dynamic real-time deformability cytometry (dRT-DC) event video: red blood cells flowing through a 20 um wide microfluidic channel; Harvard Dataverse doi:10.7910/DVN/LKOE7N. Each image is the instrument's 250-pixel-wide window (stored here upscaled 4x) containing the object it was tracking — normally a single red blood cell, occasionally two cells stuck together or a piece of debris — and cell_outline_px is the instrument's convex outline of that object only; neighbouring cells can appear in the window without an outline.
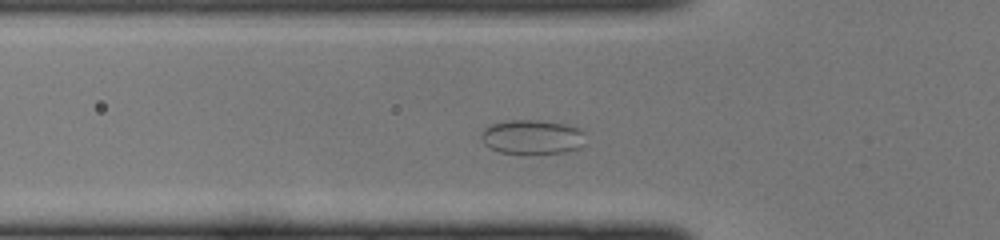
{"species": "common noctule bat (a hibernating species)", "species_latin": "Nyctalus noctula", "temperature_condition": "cold", "stored_images_in_passage": 39, "camera_frame_rate_fps": 3000, "um_per_image_px": 0.085, "animal": {"sex": "female", "body_mass_g": 22.0, "forearm_length_mm": 56.7}, "frame": {"image": 1, "passage_image": 8, "time_ms": 2.333, "image_size_px": [1000, 240], "cell_outline_px": [[584, 144], [580, 148], [568, 152], [500, 152], [484, 144], [484, 128], [492, 124], [512, 120], [536, 120], [564, 124], [580, 128], [584, 132]], "centroid_in_image_um": [45.31, 11.63], "position_along_channel_um": 80.5, "area_um2": 20.29}}
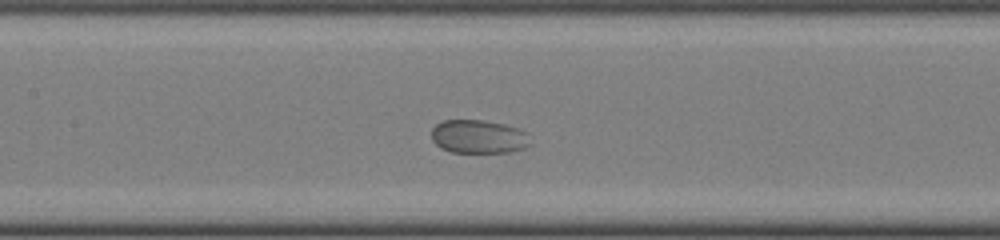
{"frame": {"image": 2, "passage_image": 14, "time_ms": 4.333, "image_size_px": [1000, 240], "cell_outline_px": [[528, 144], [524, 148], [508, 152], [452, 152], [440, 148], [432, 140], [432, 128], [436, 124], [444, 120], [484, 120], [504, 124], [516, 128], [524, 132]], "centroid_in_image_um": [40.6, 11.61], "position_along_channel_um": 166.8, "area_um2": 18.96}}
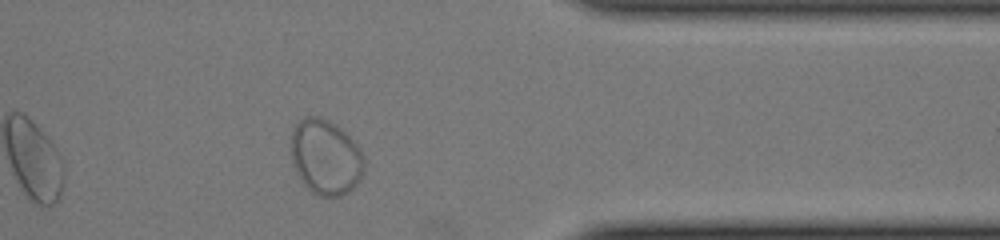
{"frame": {"image": 3, "passage_image": 30, "time_ms": 9.667, "image_size_px": [1000, 240], "cell_outline_px": [[364, 168], [360, 180], [348, 192], [340, 196], [320, 196], [312, 192], [300, 180], [292, 164], [292, 128], [304, 116], [320, 116], [328, 120], [340, 128], [356, 144], [364, 160]], "centroid_in_image_um": [27.65, 13.36], "position_along_channel_um": 383.7, "area_um2": 31.91}}